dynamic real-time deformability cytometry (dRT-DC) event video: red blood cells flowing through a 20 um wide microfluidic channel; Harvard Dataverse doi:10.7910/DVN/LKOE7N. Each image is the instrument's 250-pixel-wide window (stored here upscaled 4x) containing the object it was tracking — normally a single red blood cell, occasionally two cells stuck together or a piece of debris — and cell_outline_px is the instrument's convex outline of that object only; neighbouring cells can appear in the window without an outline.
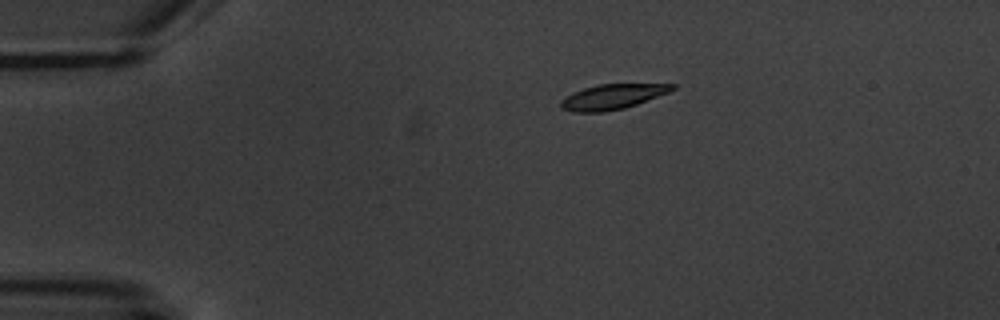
{"species": "common noctule bat (a hibernating species)", "species_latin": "Nyctalus noctula", "temperature_condition": "warm", "stored_images_in_passage": 5, "camera_frame_rate_fps": 3000, "um_per_image_px": 0.085, "animal": {"sex": "male", "body_mass_g": 20.1, "forearm_length_mm": 53.5}, "frame": {"image": 1, "passage_image": 3, "time_ms": 3.0, "image_size_px": [1000, 320], "cell_outline_px": [[676, 88], [668, 92], [636, 104], [624, 108], [604, 112], [572, 112], [560, 108], [560, 100], [572, 92], [596, 84], [676, 84]], "centroid_in_image_um": [52.0, 8.22], "position_along_channel_um": 33.0, "area_um2": 16.24}}
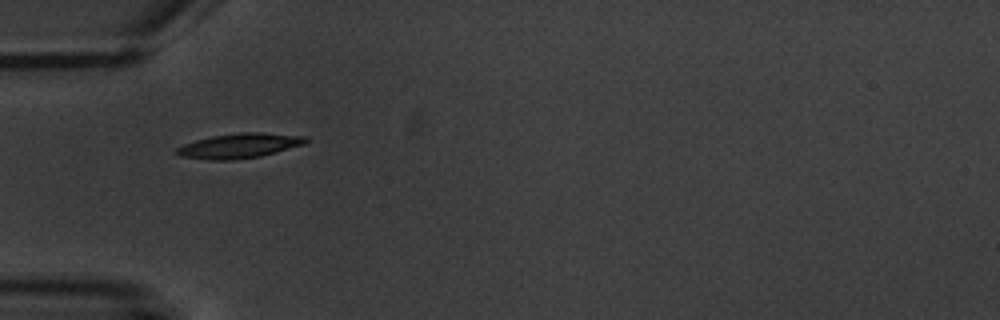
{"frame": {"image": 2, "passage_image": 4, "time_ms": 5.333, "image_size_px": [1000, 320], "cell_outline_px": [[308, 140], [304, 144], [276, 152], [260, 156], [232, 160], [212, 160], [180, 156], [176, 152], [176, 148], [184, 144], [196, 140], [212, 136], [240, 132], [260, 132], [308, 136]], "centroid_in_image_um": [20.37, 12.38], "position_along_channel_um": 64.6, "area_um2": 18.55}}